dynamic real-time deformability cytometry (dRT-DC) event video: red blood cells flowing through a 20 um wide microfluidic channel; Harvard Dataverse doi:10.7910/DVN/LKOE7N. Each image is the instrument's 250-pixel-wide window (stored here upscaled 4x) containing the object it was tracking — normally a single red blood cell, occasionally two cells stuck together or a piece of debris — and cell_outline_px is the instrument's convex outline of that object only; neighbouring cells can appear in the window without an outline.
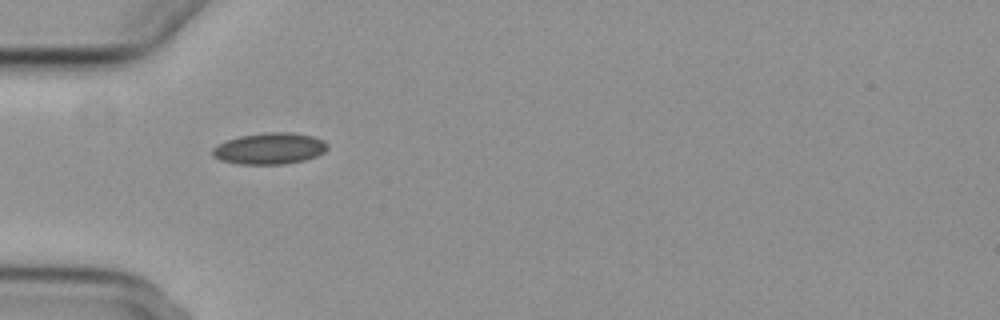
{"species": "common noctule bat (a hibernating species)", "species_latin": "Nyctalus noctula", "temperature_condition": "cold", "stored_images_in_passage": 6, "camera_frame_rate_fps": 3000, "um_per_image_px": 0.085, "animal": {"sex": "female", "body_mass_g": 29.2, "forearm_length_mm": 56.3}, "frame": {"image": 1, "passage_image": 1, "time_ms": 0.0, "image_size_px": [1000, 320], "cell_outline_px": [[328, 148], [324, 152], [316, 156], [304, 160], [284, 164], [240, 164], [220, 160], [212, 156], [212, 148], [216, 144], [240, 136], [268, 132], [292, 132], [312, 136], [324, 140], [328, 144]], "centroid_in_image_um": [22.91, 12.62], "position_along_channel_um": 62.1, "area_um2": 21.1}}
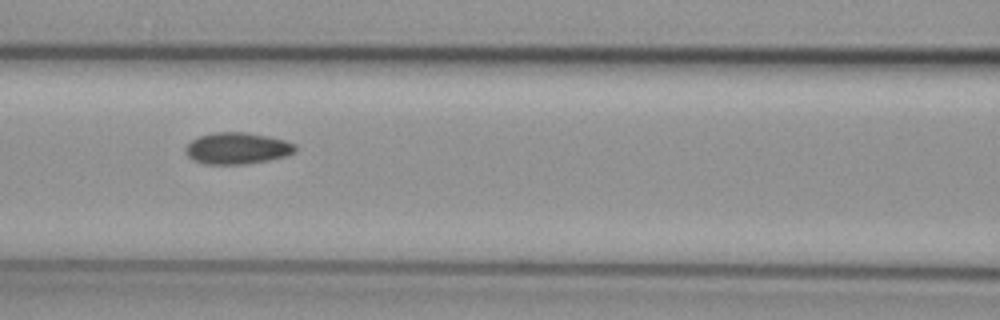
{"frame": {"image": 2, "passage_image": 3, "time_ms": 2.333, "image_size_px": [1000, 320], "cell_outline_px": [[296, 152], [288, 156], [268, 160], [244, 164], [208, 164], [192, 160], [184, 152], [184, 148], [192, 140], [200, 136], [212, 132], [244, 132], [268, 136], [284, 140], [296, 144]], "centroid_in_image_um": [20.17, 12.6], "position_along_channel_um": 146.4, "area_um2": 20.29}}
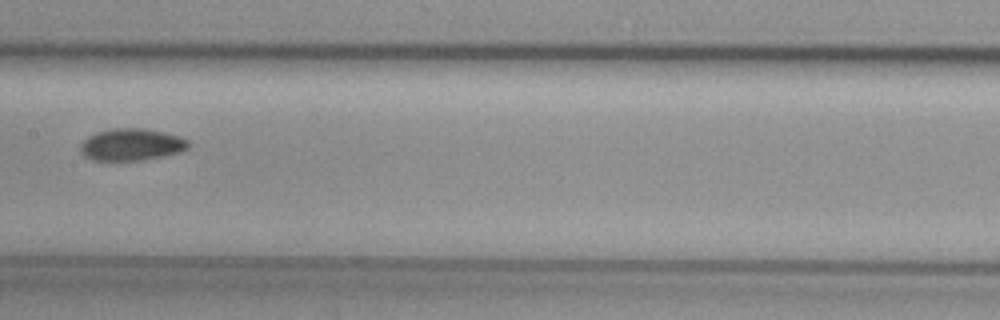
{"frame": {"image": 3, "passage_image": 4, "time_ms": 3.667, "image_size_px": [1000, 320], "cell_outline_px": [[188, 148], [180, 152], [164, 156], [144, 160], [92, 160], [84, 156], [80, 152], [80, 144], [88, 136], [96, 132], [116, 128], [144, 128], [180, 136], [188, 140]], "centroid_in_image_um": [11.16, 12.29], "position_along_channel_um": 196.2, "area_um2": 20.17}}